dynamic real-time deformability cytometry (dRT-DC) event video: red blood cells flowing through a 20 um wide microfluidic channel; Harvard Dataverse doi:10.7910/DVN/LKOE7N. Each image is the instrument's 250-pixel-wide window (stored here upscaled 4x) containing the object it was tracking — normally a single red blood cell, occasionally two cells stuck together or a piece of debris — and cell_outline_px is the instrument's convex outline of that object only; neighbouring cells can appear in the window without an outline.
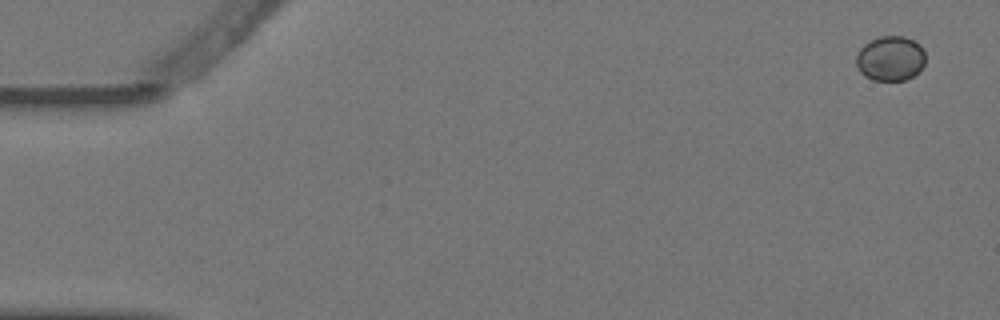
{"species": "Egyptian fruit bat (a non-hibernating species)", "species_latin": "Rousettus aegyptiacus", "temperature_condition": "warm", "stored_images_in_passage": 9, "camera_frame_rate_fps": 3000, "um_per_image_px": 0.085, "animal": {"sex": "female"}, "frame": {"image": 1, "passage_image": 1, "time_ms": 0.0, "image_size_px": [1000, 320], "cell_outline_px": [[924, 64], [920, 72], [904, 80], [872, 80], [864, 76], [860, 72], [856, 64], [856, 56], [860, 48], [864, 44], [880, 36], [904, 36], [920, 44], [924, 48]], "centroid_in_image_um": [75.69, 4.97], "position_along_channel_um": 9.3, "area_um2": 18.21}}
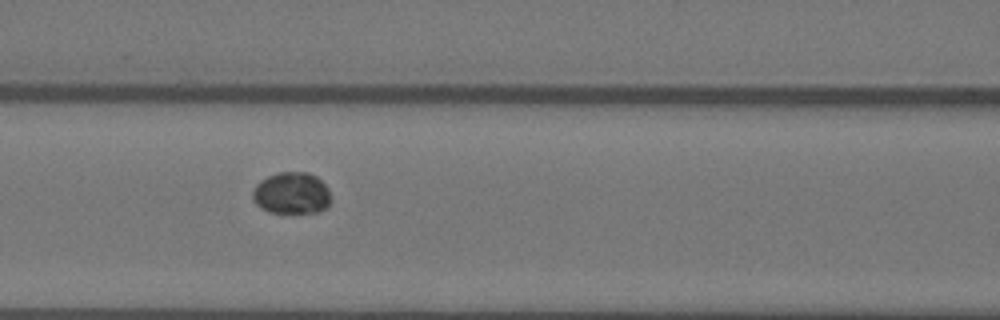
{"frame": {"image": 2, "passage_image": 7, "time_ms": 2.0, "image_size_px": [1000, 320], "cell_outline_px": [[332, 200], [328, 208], [316, 212], [268, 212], [260, 208], [252, 200], [252, 192], [256, 184], [260, 180], [276, 172], [308, 172], [316, 176], [328, 188]], "centroid_in_image_um": [24.78, 16.42], "position_along_channel_um": 141.8, "area_um2": 19.31}}
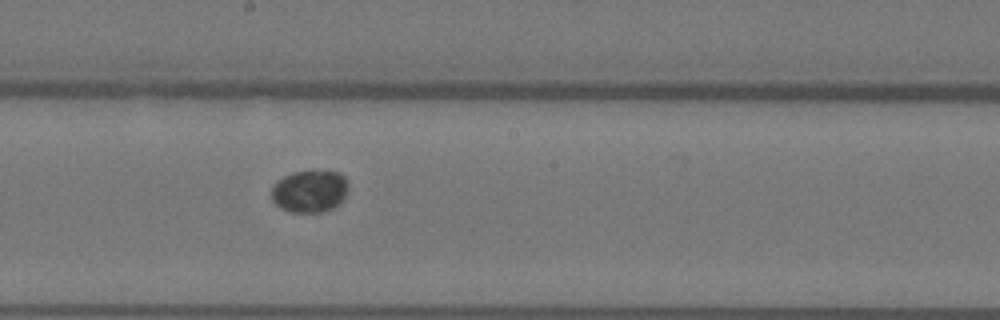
{"frame": {"image": 3, "passage_image": 9, "time_ms": 2.667, "image_size_px": [1000, 320], "cell_outline_px": [[348, 188], [344, 196], [332, 208], [324, 212], [292, 212], [280, 208], [272, 200], [272, 188], [284, 176], [292, 172], [340, 172], [348, 180]], "centroid_in_image_um": [26.33, 16.26], "position_along_channel_um": 221.9, "area_um2": 18.55}}